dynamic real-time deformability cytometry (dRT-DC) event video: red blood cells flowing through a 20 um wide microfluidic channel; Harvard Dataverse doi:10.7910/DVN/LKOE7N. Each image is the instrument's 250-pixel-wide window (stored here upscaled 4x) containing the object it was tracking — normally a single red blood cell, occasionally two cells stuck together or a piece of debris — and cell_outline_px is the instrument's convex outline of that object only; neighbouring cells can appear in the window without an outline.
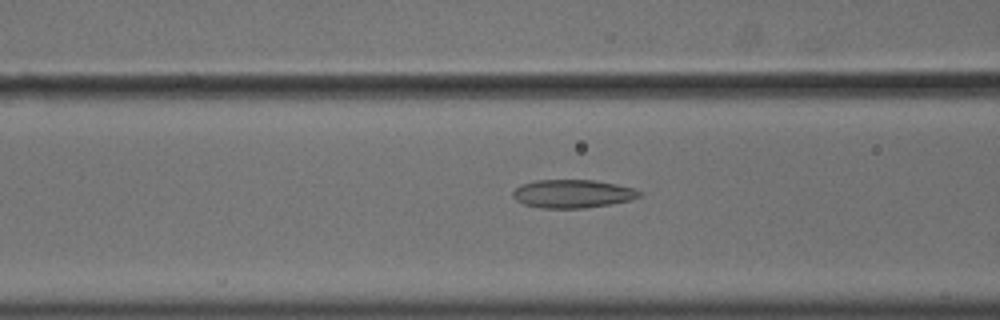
{"species": "common noctule bat (a hibernating species)", "species_latin": "Nyctalus noctula", "temperature_condition": "cold", "stored_images_in_passage": 52, "camera_frame_rate_fps": 3000, "um_per_image_px": 0.085, "animal": {"sex": "male", "body_mass_g": 18.8}, "frame": {"image": 1, "passage_image": 19, "time_ms": 6.0, "image_size_px": [1000, 320], "cell_outline_px": [[640, 196], [628, 200], [612, 204], [584, 208], [540, 208], [524, 204], [516, 200], [512, 196], [512, 192], [516, 188], [524, 184], [536, 180], [592, 180], [616, 184], [632, 188], [640, 192]], "centroid_in_image_um": [48.64, 16.47], "position_along_channel_um": 118.0, "area_um2": 20.63}}
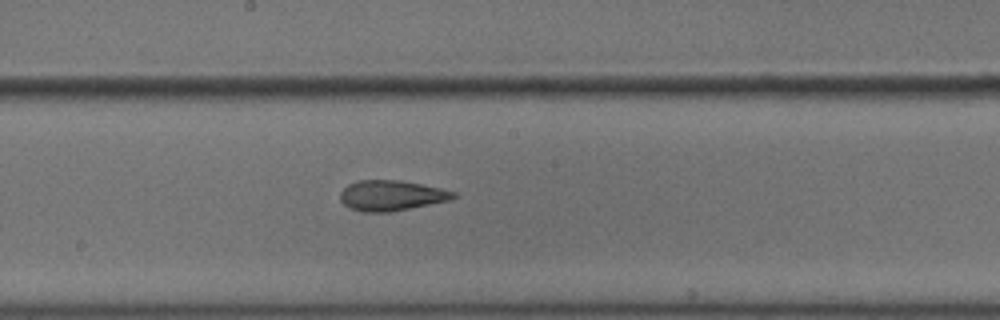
{"frame": {"image": 2, "passage_image": 27, "time_ms": 8.667, "image_size_px": [1000, 320], "cell_outline_px": [[456, 196], [452, 200], [392, 212], [360, 212], [348, 208], [340, 200], [340, 192], [348, 184], [356, 180], [400, 180], [440, 188], [456, 192]], "centroid_in_image_um": [33.25, 16.63], "position_along_channel_um": 215.0, "area_um2": 20.29}}
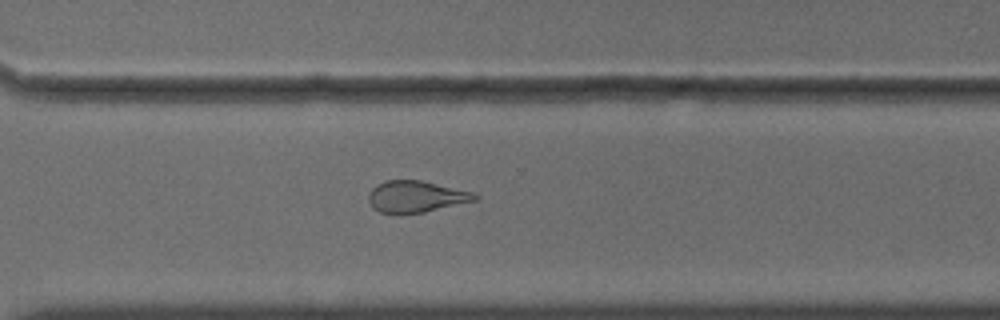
{"frame": {"image": 3, "passage_image": 37, "time_ms": 12.0, "image_size_px": [1000, 320], "cell_outline_px": [[480, 196], [476, 200], [424, 212], [400, 216], [380, 212], [372, 208], [368, 200], [368, 192], [376, 184], [388, 180], [420, 180], [472, 192]], "centroid_in_image_um": [35.29, 16.74], "position_along_channel_um": 335.3, "area_um2": 19.83}, "authors_computed_cell_mechanics": {"area_um2": 21.964, "velocity_mm_per_s": 3.6248, "shape_relaxation_time_tau1_ms": null, "shape_relaxation_time_tau2_ms": 2.0747, "deformation_change_tau1": null, "deformation_change_tau2": 0.0926}}